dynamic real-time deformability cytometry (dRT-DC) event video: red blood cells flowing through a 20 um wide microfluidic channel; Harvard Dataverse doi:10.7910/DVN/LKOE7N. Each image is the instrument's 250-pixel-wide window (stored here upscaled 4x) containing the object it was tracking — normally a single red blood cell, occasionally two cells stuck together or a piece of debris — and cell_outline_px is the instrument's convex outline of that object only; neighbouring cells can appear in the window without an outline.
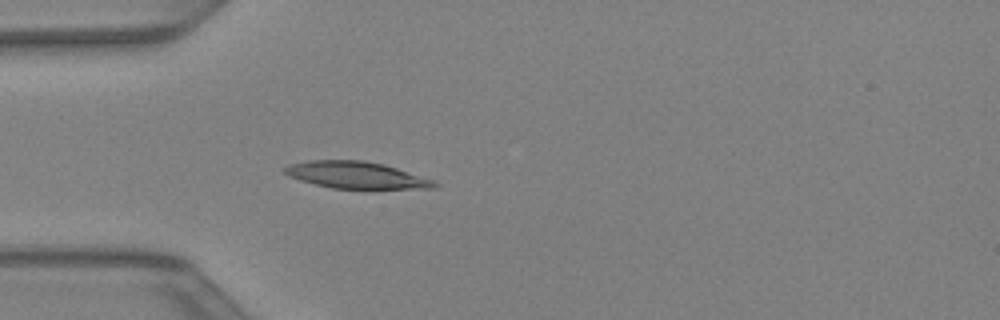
{"species": "Egyptian fruit bat (a non-hibernating species)", "species_latin": "Rousettus aegyptiacus", "temperature_condition": "warm", "stored_images_in_passage": 29, "camera_frame_rate_fps": 3000, "um_per_image_px": 0.085, "animal": {"sex": "female"}, "frame": {"image": 1, "passage_image": 1, "time_ms": 0.0, "image_size_px": [1000, 320], "cell_outline_px": [[440, 184], [436, 188], [332, 188], [300, 180], [284, 172], [284, 168], [288, 164], [312, 160], [364, 160], [384, 164], [432, 180]], "centroid_in_image_um": [30.27, 14.87], "position_along_channel_um": 54.7, "area_um2": 22.95}}
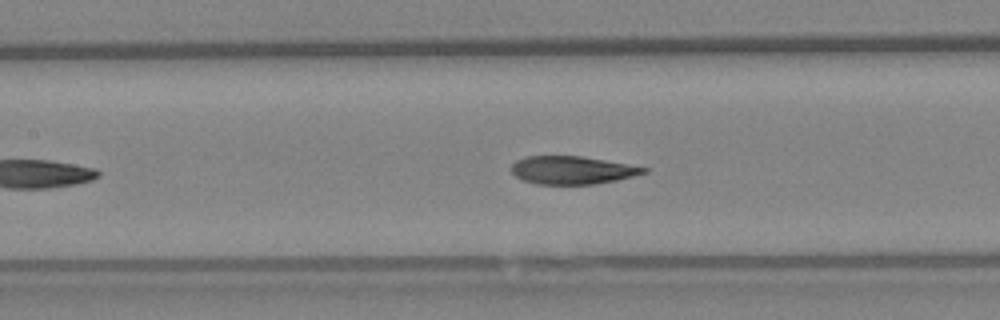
{"frame": {"image": 2, "passage_image": 8, "time_ms": 2.333, "image_size_px": [1000, 320], "cell_outline_px": [[648, 172], [616, 180], [596, 184], [536, 184], [524, 180], [516, 176], [512, 172], [512, 164], [516, 160], [528, 156], [580, 156], [628, 164], [648, 168]], "centroid_in_image_um": [48.63, 14.46], "position_along_channel_um": 158.8, "area_um2": 21.39}}
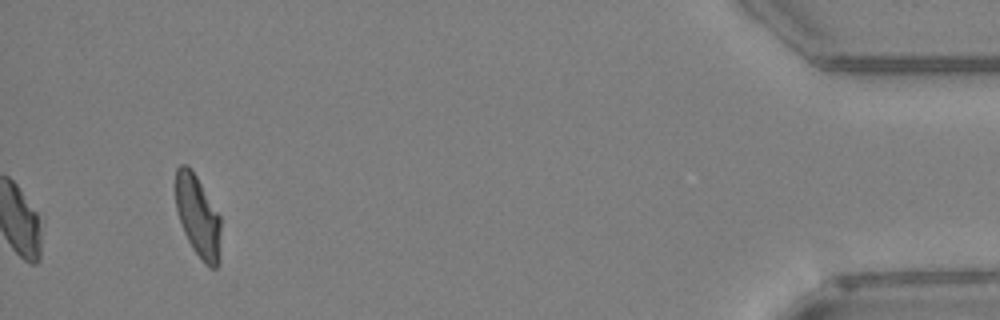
{"frame": {"image": 3, "passage_image": 29, "time_ms": 9.333, "image_size_px": [1000, 320], "cell_outline_px": [[220, 228], [216, 268], [212, 268], [204, 264], [192, 248], [184, 232], [176, 208], [176, 168], [180, 164], [188, 164], [196, 176], [220, 216]], "centroid_in_image_um": [16.79, 18.34], "position_along_channel_um": 418.4, "area_um2": 20.98}}